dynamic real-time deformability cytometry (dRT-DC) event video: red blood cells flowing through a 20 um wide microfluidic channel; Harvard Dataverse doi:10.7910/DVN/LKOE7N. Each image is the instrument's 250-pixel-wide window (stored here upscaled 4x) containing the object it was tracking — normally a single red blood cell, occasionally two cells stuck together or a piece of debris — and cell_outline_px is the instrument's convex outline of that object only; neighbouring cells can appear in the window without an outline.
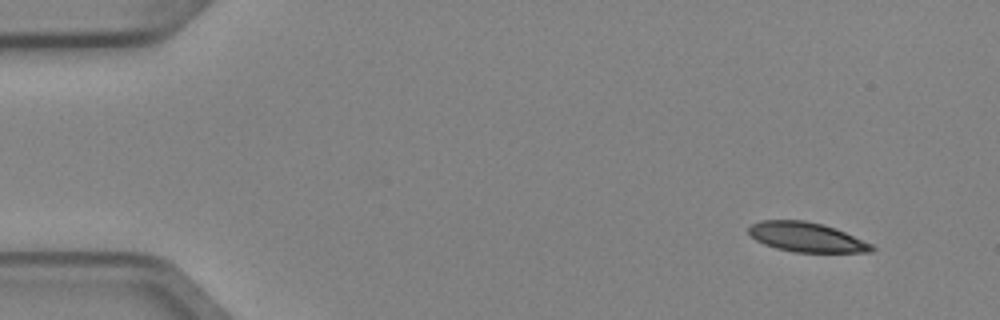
{"species": "Egyptian fruit bat (a non-hibernating species)", "species_latin": "Rousettus aegyptiacus", "temperature_condition": "cold", "stored_images_in_passage": 5, "segment_of_instrument_passage": [1, 2], "camera_frame_rate_fps": 3000, "um_per_image_px": 0.085, "animal": {"sex": "female"}, "frame": {"image": 1, "passage_image": 1, "time_ms": 0.0, "image_size_px": [1000, 320], "cell_outline_px": [[876, 248], [872, 252], [792, 252], [776, 248], [764, 244], [756, 240], [748, 232], [748, 228], [752, 224], [760, 220], [804, 220], [824, 224], [836, 228], [872, 244]], "centroid_in_image_um": [68.56, 20.15], "position_along_channel_um": 16.4, "area_um2": 21.27}}